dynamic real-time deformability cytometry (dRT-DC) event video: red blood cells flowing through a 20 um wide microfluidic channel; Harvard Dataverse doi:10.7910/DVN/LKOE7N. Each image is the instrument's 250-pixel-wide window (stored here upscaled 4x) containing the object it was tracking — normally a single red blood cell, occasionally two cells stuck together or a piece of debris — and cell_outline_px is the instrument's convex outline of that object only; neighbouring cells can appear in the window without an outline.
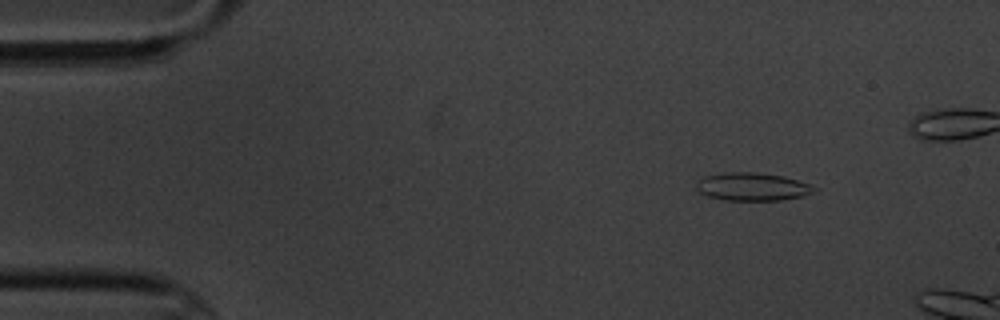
{"species": "common noctule bat (a hibernating species)", "species_latin": "Nyctalus noctula", "temperature_condition": "cold", "stored_images_in_passage": 5, "camera_frame_rate_fps": 3000, "um_per_image_px": 0.085, "animal": {"sex": "male", "body_mass_g": 20.1, "forearm_length_mm": 53.5}, "frame": {"image": 1, "passage_image": 2, "time_ms": 1.333, "image_size_px": [1000, 320], "cell_outline_px": [[820, 188], [804, 196], [780, 200], [724, 200], [708, 196], [700, 192], [696, 188], [696, 184], [704, 176], [724, 172], [756, 172], [784, 176], [812, 184]], "centroid_in_image_um": [63.99, 15.86], "position_along_channel_um": 21.0, "area_um2": 19.36}}